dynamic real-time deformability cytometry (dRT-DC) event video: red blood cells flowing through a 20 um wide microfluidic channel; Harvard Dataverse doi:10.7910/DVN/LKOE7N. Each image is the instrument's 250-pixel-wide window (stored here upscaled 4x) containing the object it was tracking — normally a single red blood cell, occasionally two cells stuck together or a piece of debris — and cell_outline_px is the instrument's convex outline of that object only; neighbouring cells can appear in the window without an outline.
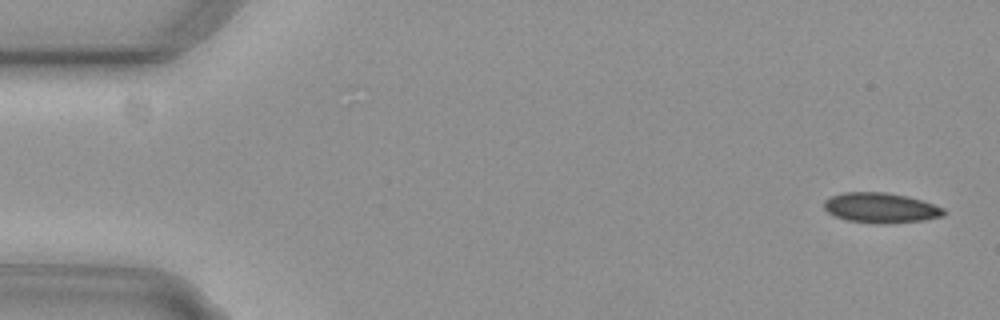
{"species": "common noctule bat (a hibernating species)", "species_latin": "Nyctalus noctula", "temperature_condition": "cold", "stored_images_in_passage": 4, "camera_frame_rate_fps": 3000, "um_per_image_px": 0.085, "animal": {"sex": "female", "body_mass_g": 29.2, "forearm_length_mm": 56.3}, "frame": {"image": 1, "passage_image": 1, "time_ms": 0.0, "image_size_px": [1000, 320], "cell_outline_px": [[948, 212], [944, 216], [924, 220], [884, 224], [880, 224], [848, 220], [836, 216], [828, 212], [824, 208], [824, 200], [832, 196], [844, 192], [888, 192], [908, 196], [944, 208]], "centroid_in_image_um": [74.89, 17.66], "position_along_channel_um": 10.1, "area_um2": 21.04}}
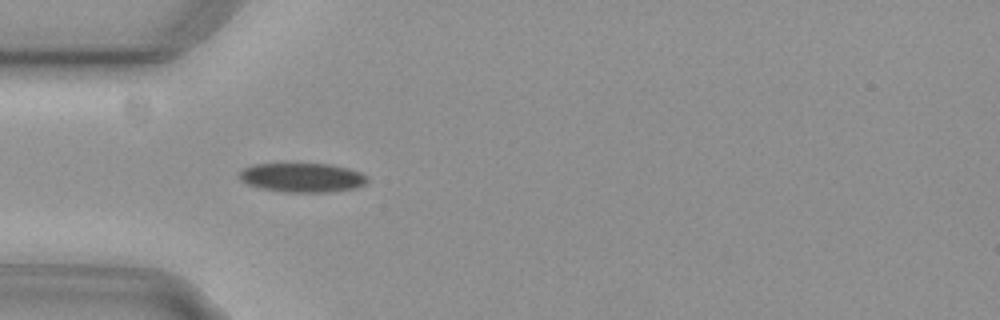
{"frame": {"image": 2, "passage_image": 4, "time_ms": 1.0, "image_size_px": [1000, 320], "cell_outline_px": [[368, 180], [364, 184], [356, 188], [332, 192], [284, 192], [260, 188], [244, 184], [240, 180], [240, 172], [244, 168], [252, 164], [328, 164], [348, 168], [360, 172], [368, 176]], "centroid_in_image_um": [25.68, 15.1], "position_along_channel_um": 59.3, "area_um2": 21.91}}